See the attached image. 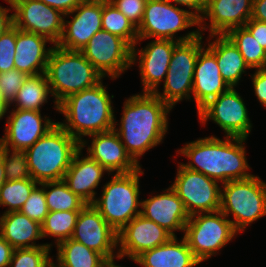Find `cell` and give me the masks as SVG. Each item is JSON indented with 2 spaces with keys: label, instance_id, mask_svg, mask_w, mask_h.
<instances>
[{
  "label": "cell",
  "instance_id": "1",
  "mask_svg": "<svg viewBox=\"0 0 266 267\" xmlns=\"http://www.w3.org/2000/svg\"><path fill=\"white\" fill-rule=\"evenodd\" d=\"M119 129L115 118L113 130L119 135L131 158H139L162 142L168 130V113L171 107L154 93L130 96L123 103Z\"/></svg>",
  "mask_w": 266,
  "mask_h": 267
},
{
  "label": "cell",
  "instance_id": "2",
  "mask_svg": "<svg viewBox=\"0 0 266 267\" xmlns=\"http://www.w3.org/2000/svg\"><path fill=\"white\" fill-rule=\"evenodd\" d=\"M245 138L215 136L199 138L178 149V154L190 161L181 163L185 168L200 172L221 184L250 178L246 159ZM192 160V161H191Z\"/></svg>",
  "mask_w": 266,
  "mask_h": 267
},
{
  "label": "cell",
  "instance_id": "3",
  "mask_svg": "<svg viewBox=\"0 0 266 267\" xmlns=\"http://www.w3.org/2000/svg\"><path fill=\"white\" fill-rule=\"evenodd\" d=\"M102 80L91 88L84 89L66 97L58 104V112L64 114L65 122L58 124L79 143L83 149L86 144L83 136L110 131L114 128L115 115L112 98Z\"/></svg>",
  "mask_w": 266,
  "mask_h": 267
},
{
  "label": "cell",
  "instance_id": "4",
  "mask_svg": "<svg viewBox=\"0 0 266 267\" xmlns=\"http://www.w3.org/2000/svg\"><path fill=\"white\" fill-rule=\"evenodd\" d=\"M45 75L57 111L58 104L66 97L91 88L104 78L81 51L67 50L57 45H53L50 52Z\"/></svg>",
  "mask_w": 266,
  "mask_h": 267
},
{
  "label": "cell",
  "instance_id": "5",
  "mask_svg": "<svg viewBox=\"0 0 266 267\" xmlns=\"http://www.w3.org/2000/svg\"><path fill=\"white\" fill-rule=\"evenodd\" d=\"M80 143L59 124L25 150L31 178L43 183L63 180Z\"/></svg>",
  "mask_w": 266,
  "mask_h": 267
},
{
  "label": "cell",
  "instance_id": "6",
  "mask_svg": "<svg viewBox=\"0 0 266 267\" xmlns=\"http://www.w3.org/2000/svg\"><path fill=\"white\" fill-rule=\"evenodd\" d=\"M143 174L141 167L128 174H113L112 179L103 185L101 197L92 203L116 232L141 214L139 175Z\"/></svg>",
  "mask_w": 266,
  "mask_h": 267
},
{
  "label": "cell",
  "instance_id": "7",
  "mask_svg": "<svg viewBox=\"0 0 266 267\" xmlns=\"http://www.w3.org/2000/svg\"><path fill=\"white\" fill-rule=\"evenodd\" d=\"M220 211L240 233L254 221L266 215V182L252 175L243 180H234L221 185Z\"/></svg>",
  "mask_w": 266,
  "mask_h": 267
},
{
  "label": "cell",
  "instance_id": "8",
  "mask_svg": "<svg viewBox=\"0 0 266 267\" xmlns=\"http://www.w3.org/2000/svg\"><path fill=\"white\" fill-rule=\"evenodd\" d=\"M196 25H199V19L191 11L165 0H147L141 24L137 28V44L147 38L189 41L200 35L199 29L177 39L175 34Z\"/></svg>",
  "mask_w": 266,
  "mask_h": 267
},
{
  "label": "cell",
  "instance_id": "9",
  "mask_svg": "<svg viewBox=\"0 0 266 267\" xmlns=\"http://www.w3.org/2000/svg\"><path fill=\"white\" fill-rule=\"evenodd\" d=\"M183 238L194 256L203 262L217 255L239 232L220 210L191 215L185 225Z\"/></svg>",
  "mask_w": 266,
  "mask_h": 267
},
{
  "label": "cell",
  "instance_id": "10",
  "mask_svg": "<svg viewBox=\"0 0 266 267\" xmlns=\"http://www.w3.org/2000/svg\"><path fill=\"white\" fill-rule=\"evenodd\" d=\"M202 34L189 40L178 42L173 50L169 69L163 84V93L157 89L154 94L173 108L183 99L192 97L193 76L196 61L202 45Z\"/></svg>",
  "mask_w": 266,
  "mask_h": 267
},
{
  "label": "cell",
  "instance_id": "11",
  "mask_svg": "<svg viewBox=\"0 0 266 267\" xmlns=\"http://www.w3.org/2000/svg\"><path fill=\"white\" fill-rule=\"evenodd\" d=\"M218 181L178 164L177 175L170 186L183 202L189 216L215 212L221 206V188Z\"/></svg>",
  "mask_w": 266,
  "mask_h": 267
},
{
  "label": "cell",
  "instance_id": "12",
  "mask_svg": "<svg viewBox=\"0 0 266 267\" xmlns=\"http://www.w3.org/2000/svg\"><path fill=\"white\" fill-rule=\"evenodd\" d=\"M80 51L103 77L119 78L132 67V47L105 30L96 32Z\"/></svg>",
  "mask_w": 266,
  "mask_h": 267
},
{
  "label": "cell",
  "instance_id": "13",
  "mask_svg": "<svg viewBox=\"0 0 266 267\" xmlns=\"http://www.w3.org/2000/svg\"><path fill=\"white\" fill-rule=\"evenodd\" d=\"M197 112L202 124L213 120L224 131L226 137L247 139L252 129L246 105L235 87H230Z\"/></svg>",
  "mask_w": 266,
  "mask_h": 267
},
{
  "label": "cell",
  "instance_id": "14",
  "mask_svg": "<svg viewBox=\"0 0 266 267\" xmlns=\"http://www.w3.org/2000/svg\"><path fill=\"white\" fill-rule=\"evenodd\" d=\"M14 10V25L47 37L57 45L63 34L64 14L40 0H5Z\"/></svg>",
  "mask_w": 266,
  "mask_h": 267
},
{
  "label": "cell",
  "instance_id": "15",
  "mask_svg": "<svg viewBox=\"0 0 266 267\" xmlns=\"http://www.w3.org/2000/svg\"><path fill=\"white\" fill-rule=\"evenodd\" d=\"M57 124L49 117H42L41 111L11 110L5 124V134L0 138V147L25 151Z\"/></svg>",
  "mask_w": 266,
  "mask_h": 267
},
{
  "label": "cell",
  "instance_id": "16",
  "mask_svg": "<svg viewBox=\"0 0 266 267\" xmlns=\"http://www.w3.org/2000/svg\"><path fill=\"white\" fill-rule=\"evenodd\" d=\"M117 234L95 207L87 204L79 212L71 239L98 252L104 258H111L117 256V252L114 254L118 247Z\"/></svg>",
  "mask_w": 266,
  "mask_h": 267
},
{
  "label": "cell",
  "instance_id": "17",
  "mask_svg": "<svg viewBox=\"0 0 266 267\" xmlns=\"http://www.w3.org/2000/svg\"><path fill=\"white\" fill-rule=\"evenodd\" d=\"M102 13L103 0H83L64 15L63 34L57 46L80 51L96 32L102 30ZM68 15L73 16L71 21L65 19Z\"/></svg>",
  "mask_w": 266,
  "mask_h": 267
},
{
  "label": "cell",
  "instance_id": "18",
  "mask_svg": "<svg viewBox=\"0 0 266 267\" xmlns=\"http://www.w3.org/2000/svg\"><path fill=\"white\" fill-rule=\"evenodd\" d=\"M118 253L116 258L127 256L135 260L144 251L167 243L173 236L157 223L139 214L117 234Z\"/></svg>",
  "mask_w": 266,
  "mask_h": 267
},
{
  "label": "cell",
  "instance_id": "19",
  "mask_svg": "<svg viewBox=\"0 0 266 267\" xmlns=\"http://www.w3.org/2000/svg\"><path fill=\"white\" fill-rule=\"evenodd\" d=\"M178 42L155 39L140 50L136 46L132 48V65L139 60L143 93H154L162 80H165L174 47Z\"/></svg>",
  "mask_w": 266,
  "mask_h": 267
},
{
  "label": "cell",
  "instance_id": "20",
  "mask_svg": "<svg viewBox=\"0 0 266 267\" xmlns=\"http://www.w3.org/2000/svg\"><path fill=\"white\" fill-rule=\"evenodd\" d=\"M252 5L253 0H207L199 18L200 34L209 28L210 35H226L230 30L244 26L252 16ZM206 19H210L208 26Z\"/></svg>",
  "mask_w": 266,
  "mask_h": 267
},
{
  "label": "cell",
  "instance_id": "21",
  "mask_svg": "<svg viewBox=\"0 0 266 267\" xmlns=\"http://www.w3.org/2000/svg\"><path fill=\"white\" fill-rule=\"evenodd\" d=\"M91 145H88V156L103 166L108 174H128L141 166L126 152L119 135L112 129L90 135Z\"/></svg>",
  "mask_w": 266,
  "mask_h": 267
},
{
  "label": "cell",
  "instance_id": "22",
  "mask_svg": "<svg viewBox=\"0 0 266 267\" xmlns=\"http://www.w3.org/2000/svg\"><path fill=\"white\" fill-rule=\"evenodd\" d=\"M163 192L141 201V215L157 223L173 237H177L174 232L184 231L190 216L171 187Z\"/></svg>",
  "mask_w": 266,
  "mask_h": 267
},
{
  "label": "cell",
  "instance_id": "23",
  "mask_svg": "<svg viewBox=\"0 0 266 267\" xmlns=\"http://www.w3.org/2000/svg\"><path fill=\"white\" fill-rule=\"evenodd\" d=\"M204 48L198 54L193 76L192 96L198 111L230 88L220 74L215 54Z\"/></svg>",
  "mask_w": 266,
  "mask_h": 267
},
{
  "label": "cell",
  "instance_id": "24",
  "mask_svg": "<svg viewBox=\"0 0 266 267\" xmlns=\"http://www.w3.org/2000/svg\"><path fill=\"white\" fill-rule=\"evenodd\" d=\"M81 153L82 149L80 148L74 154L63 181L74 194L87 204H92L96 199L94 189L98 187L104 173L108 171L88 155L82 157Z\"/></svg>",
  "mask_w": 266,
  "mask_h": 267
},
{
  "label": "cell",
  "instance_id": "25",
  "mask_svg": "<svg viewBox=\"0 0 266 267\" xmlns=\"http://www.w3.org/2000/svg\"><path fill=\"white\" fill-rule=\"evenodd\" d=\"M53 44L47 37L26 32L16 27L15 69L27 76L45 73L50 52L46 43Z\"/></svg>",
  "mask_w": 266,
  "mask_h": 267
},
{
  "label": "cell",
  "instance_id": "26",
  "mask_svg": "<svg viewBox=\"0 0 266 267\" xmlns=\"http://www.w3.org/2000/svg\"><path fill=\"white\" fill-rule=\"evenodd\" d=\"M172 237L167 243L144 251L134 261L143 267H194L201 262L184 238Z\"/></svg>",
  "mask_w": 266,
  "mask_h": 267
},
{
  "label": "cell",
  "instance_id": "27",
  "mask_svg": "<svg viewBox=\"0 0 266 267\" xmlns=\"http://www.w3.org/2000/svg\"><path fill=\"white\" fill-rule=\"evenodd\" d=\"M0 236L14 249L34 248L52 244H36L42 239L41 224L30 219L20 211L3 213L0 216ZM31 242V243H30Z\"/></svg>",
  "mask_w": 266,
  "mask_h": 267
},
{
  "label": "cell",
  "instance_id": "28",
  "mask_svg": "<svg viewBox=\"0 0 266 267\" xmlns=\"http://www.w3.org/2000/svg\"><path fill=\"white\" fill-rule=\"evenodd\" d=\"M208 48L215 54L220 74L229 87L238 85L245 69H250L238 48L226 35H209Z\"/></svg>",
  "mask_w": 266,
  "mask_h": 267
},
{
  "label": "cell",
  "instance_id": "29",
  "mask_svg": "<svg viewBox=\"0 0 266 267\" xmlns=\"http://www.w3.org/2000/svg\"><path fill=\"white\" fill-rule=\"evenodd\" d=\"M56 247L57 265L53 262V267H100L105 259L98 252L71 238L60 242Z\"/></svg>",
  "mask_w": 266,
  "mask_h": 267
},
{
  "label": "cell",
  "instance_id": "30",
  "mask_svg": "<svg viewBox=\"0 0 266 267\" xmlns=\"http://www.w3.org/2000/svg\"><path fill=\"white\" fill-rule=\"evenodd\" d=\"M49 94L52 96L48 79L45 73L28 76L14 100L16 109L41 111V107L47 103Z\"/></svg>",
  "mask_w": 266,
  "mask_h": 267
},
{
  "label": "cell",
  "instance_id": "31",
  "mask_svg": "<svg viewBox=\"0 0 266 267\" xmlns=\"http://www.w3.org/2000/svg\"><path fill=\"white\" fill-rule=\"evenodd\" d=\"M226 36L238 48L250 69L265 68L266 50L256 41L245 26L230 30Z\"/></svg>",
  "mask_w": 266,
  "mask_h": 267
},
{
  "label": "cell",
  "instance_id": "32",
  "mask_svg": "<svg viewBox=\"0 0 266 267\" xmlns=\"http://www.w3.org/2000/svg\"><path fill=\"white\" fill-rule=\"evenodd\" d=\"M44 193L48 211H80L87 205L63 180L44 182Z\"/></svg>",
  "mask_w": 266,
  "mask_h": 267
},
{
  "label": "cell",
  "instance_id": "33",
  "mask_svg": "<svg viewBox=\"0 0 266 267\" xmlns=\"http://www.w3.org/2000/svg\"><path fill=\"white\" fill-rule=\"evenodd\" d=\"M102 30L124 39L132 48L137 45V27L109 0H103Z\"/></svg>",
  "mask_w": 266,
  "mask_h": 267
},
{
  "label": "cell",
  "instance_id": "34",
  "mask_svg": "<svg viewBox=\"0 0 266 267\" xmlns=\"http://www.w3.org/2000/svg\"><path fill=\"white\" fill-rule=\"evenodd\" d=\"M80 211H49L41 224L42 237H56V246L72 238Z\"/></svg>",
  "mask_w": 266,
  "mask_h": 267
},
{
  "label": "cell",
  "instance_id": "35",
  "mask_svg": "<svg viewBox=\"0 0 266 267\" xmlns=\"http://www.w3.org/2000/svg\"><path fill=\"white\" fill-rule=\"evenodd\" d=\"M37 185L33 179L6 180L0 188V206H8L4 213L20 211Z\"/></svg>",
  "mask_w": 266,
  "mask_h": 267
},
{
  "label": "cell",
  "instance_id": "36",
  "mask_svg": "<svg viewBox=\"0 0 266 267\" xmlns=\"http://www.w3.org/2000/svg\"><path fill=\"white\" fill-rule=\"evenodd\" d=\"M50 250L49 246L14 249L9 267H53Z\"/></svg>",
  "mask_w": 266,
  "mask_h": 267
},
{
  "label": "cell",
  "instance_id": "37",
  "mask_svg": "<svg viewBox=\"0 0 266 267\" xmlns=\"http://www.w3.org/2000/svg\"><path fill=\"white\" fill-rule=\"evenodd\" d=\"M2 159L6 180L32 179L28 169V160L25 151L2 148Z\"/></svg>",
  "mask_w": 266,
  "mask_h": 267
},
{
  "label": "cell",
  "instance_id": "38",
  "mask_svg": "<svg viewBox=\"0 0 266 267\" xmlns=\"http://www.w3.org/2000/svg\"><path fill=\"white\" fill-rule=\"evenodd\" d=\"M20 212L39 224L43 223L49 212L44 193V182L39 183V186L37 185L33 189Z\"/></svg>",
  "mask_w": 266,
  "mask_h": 267
},
{
  "label": "cell",
  "instance_id": "39",
  "mask_svg": "<svg viewBox=\"0 0 266 267\" xmlns=\"http://www.w3.org/2000/svg\"><path fill=\"white\" fill-rule=\"evenodd\" d=\"M28 76L17 69L0 72V91L3 101L11 106L17 92Z\"/></svg>",
  "mask_w": 266,
  "mask_h": 267
},
{
  "label": "cell",
  "instance_id": "40",
  "mask_svg": "<svg viewBox=\"0 0 266 267\" xmlns=\"http://www.w3.org/2000/svg\"><path fill=\"white\" fill-rule=\"evenodd\" d=\"M16 26L13 25L0 37V72L15 69Z\"/></svg>",
  "mask_w": 266,
  "mask_h": 267
},
{
  "label": "cell",
  "instance_id": "41",
  "mask_svg": "<svg viewBox=\"0 0 266 267\" xmlns=\"http://www.w3.org/2000/svg\"><path fill=\"white\" fill-rule=\"evenodd\" d=\"M137 28L141 24L147 0H109Z\"/></svg>",
  "mask_w": 266,
  "mask_h": 267
},
{
  "label": "cell",
  "instance_id": "42",
  "mask_svg": "<svg viewBox=\"0 0 266 267\" xmlns=\"http://www.w3.org/2000/svg\"><path fill=\"white\" fill-rule=\"evenodd\" d=\"M250 77L257 99L266 108V69H257Z\"/></svg>",
  "mask_w": 266,
  "mask_h": 267
},
{
  "label": "cell",
  "instance_id": "43",
  "mask_svg": "<svg viewBox=\"0 0 266 267\" xmlns=\"http://www.w3.org/2000/svg\"><path fill=\"white\" fill-rule=\"evenodd\" d=\"M256 41L266 50V22L250 19L244 25Z\"/></svg>",
  "mask_w": 266,
  "mask_h": 267
},
{
  "label": "cell",
  "instance_id": "44",
  "mask_svg": "<svg viewBox=\"0 0 266 267\" xmlns=\"http://www.w3.org/2000/svg\"><path fill=\"white\" fill-rule=\"evenodd\" d=\"M46 5L66 15L72 12L83 0H40Z\"/></svg>",
  "mask_w": 266,
  "mask_h": 267
},
{
  "label": "cell",
  "instance_id": "45",
  "mask_svg": "<svg viewBox=\"0 0 266 267\" xmlns=\"http://www.w3.org/2000/svg\"><path fill=\"white\" fill-rule=\"evenodd\" d=\"M167 2H174L173 4L186 6L189 8V11H191L198 19L201 17L205 10V6L207 3V0H165ZM190 9H193L190 10Z\"/></svg>",
  "mask_w": 266,
  "mask_h": 267
},
{
  "label": "cell",
  "instance_id": "46",
  "mask_svg": "<svg viewBox=\"0 0 266 267\" xmlns=\"http://www.w3.org/2000/svg\"><path fill=\"white\" fill-rule=\"evenodd\" d=\"M14 248L0 236V267H9Z\"/></svg>",
  "mask_w": 266,
  "mask_h": 267
},
{
  "label": "cell",
  "instance_id": "47",
  "mask_svg": "<svg viewBox=\"0 0 266 267\" xmlns=\"http://www.w3.org/2000/svg\"><path fill=\"white\" fill-rule=\"evenodd\" d=\"M11 9L0 5V37L14 25L13 13L9 15Z\"/></svg>",
  "mask_w": 266,
  "mask_h": 267
},
{
  "label": "cell",
  "instance_id": "48",
  "mask_svg": "<svg viewBox=\"0 0 266 267\" xmlns=\"http://www.w3.org/2000/svg\"><path fill=\"white\" fill-rule=\"evenodd\" d=\"M250 19L266 22V0H253Z\"/></svg>",
  "mask_w": 266,
  "mask_h": 267
},
{
  "label": "cell",
  "instance_id": "49",
  "mask_svg": "<svg viewBox=\"0 0 266 267\" xmlns=\"http://www.w3.org/2000/svg\"><path fill=\"white\" fill-rule=\"evenodd\" d=\"M5 181L6 178H5V168L2 159V147H0V188L3 186Z\"/></svg>",
  "mask_w": 266,
  "mask_h": 267
},
{
  "label": "cell",
  "instance_id": "50",
  "mask_svg": "<svg viewBox=\"0 0 266 267\" xmlns=\"http://www.w3.org/2000/svg\"><path fill=\"white\" fill-rule=\"evenodd\" d=\"M115 257H116V256L111 257V258H105V259L102 261L100 267H122V266H120V265H116V264H115V262H114Z\"/></svg>",
  "mask_w": 266,
  "mask_h": 267
},
{
  "label": "cell",
  "instance_id": "51",
  "mask_svg": "<svg viewBox=\"0 0 266 267\" xmlns=\"http://www.w3.org/2000/svg\"><path fill=\"white\" fill-rule=\"evenodd\" d=\"M9 107L3 100H0V120L5 116Z\"/></svg>",
  "mask_w": 266,
  "mask_h": 267
}]
</instances>
